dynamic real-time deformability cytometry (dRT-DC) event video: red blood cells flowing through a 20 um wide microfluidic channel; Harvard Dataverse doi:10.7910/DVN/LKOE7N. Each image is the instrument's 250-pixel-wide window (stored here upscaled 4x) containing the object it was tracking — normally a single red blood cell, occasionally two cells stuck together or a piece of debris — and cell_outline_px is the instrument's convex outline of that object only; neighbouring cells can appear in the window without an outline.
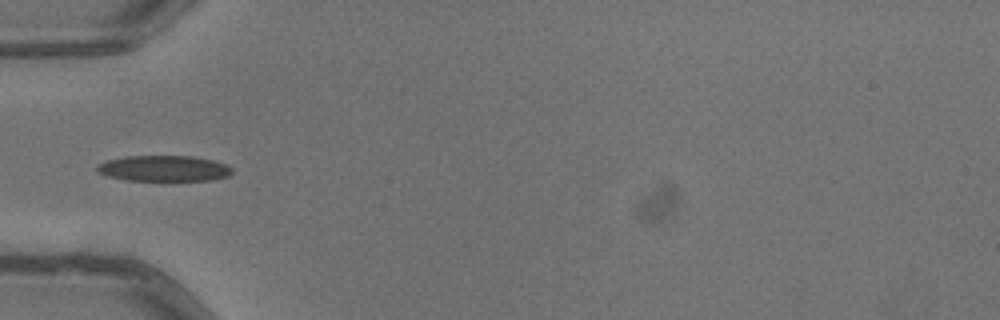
{"species": "common noctule bat (a hibernating species)", "species_latin": "Nyctalus noctula", "temperature_condition": "warm", "stored_images_in_passage": 3, "camera_frame_rate_fps": 3000, "um_per_image_px": 0.085, "animal": {"sex": "male", "body_mass_g": 13.3}, "frame": {"image": 1, "passage_image": 2, "time_ms": 0.333, "image_size_px": [1000, 320], "cell_outline_px": [[232, 172], [228, 176], [212, 180], [124, 180], [108, 176], [96, 172], [96, 164], [108, 160], [124, 156], [192, 156], [212, 160], [224, 164], [232, 168]], "centroid_in_image_um": [13.88, 14.31], "position_along_channel_um": 71.1, "area_um2": 20.29}}